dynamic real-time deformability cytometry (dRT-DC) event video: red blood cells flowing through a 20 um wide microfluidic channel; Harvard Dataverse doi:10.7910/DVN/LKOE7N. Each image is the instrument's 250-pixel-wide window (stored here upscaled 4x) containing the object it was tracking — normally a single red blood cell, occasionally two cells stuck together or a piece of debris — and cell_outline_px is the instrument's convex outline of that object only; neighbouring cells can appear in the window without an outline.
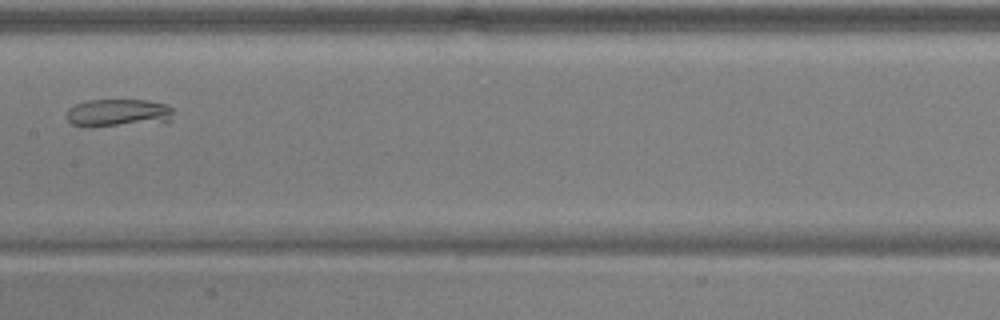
{"species": "common noctule bat (a hibernating species)", "species_latin": "Nyctalus noctula", "temperature_condition": "warm", "stored_images_in_passage": 5, "camera_frame_rate_fps": 3000, "um_per_image_px": 0.085, "animal": {"sex": "male", "body_mass_g": 17.9, "forearm_length_mm": 54.2}, "frame": {"image": 1, "passage_image": 5, "time_ms": 1.333, "image_size_px": [1000, 320], "cell_outline_px": [[172, 120], [168, 124], [92, 128], [88, 128], [72, 124], [68, 120], [68, 108], [76, 104], [88, 100], [148, 100], [164, 104], [172, 108]], "centroid_in_image_um": [10.12, 9.65], "position_along_channel_um": 197.3, "area_um2": 18.26}}